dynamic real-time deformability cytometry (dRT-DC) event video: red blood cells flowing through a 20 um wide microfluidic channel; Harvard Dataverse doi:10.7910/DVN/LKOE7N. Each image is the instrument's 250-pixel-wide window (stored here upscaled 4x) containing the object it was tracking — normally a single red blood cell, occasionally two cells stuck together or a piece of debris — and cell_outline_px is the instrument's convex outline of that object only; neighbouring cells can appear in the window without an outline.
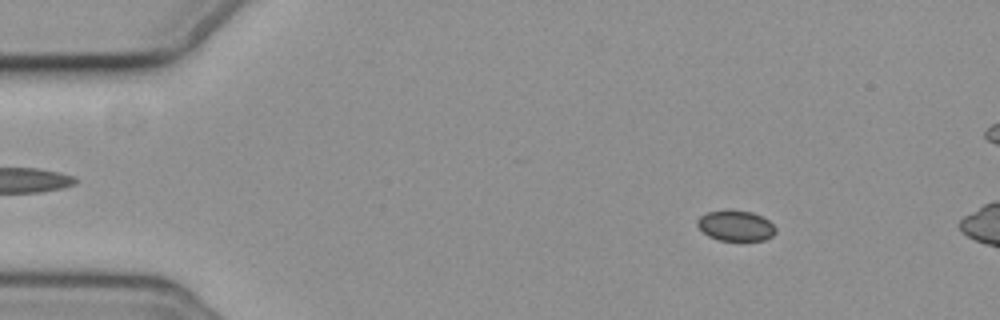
{"species": "common noctule bat (a hibernating species)", "species_latin": "Nyctalus noctula", "temperature_condition": "cold", "stored_images_in_passage": 18, "camera_frame_rate_fps": 3000, "um_per_image_px": 0.085, "animal": {"sex": "female", "body_mass_g": 19.3, "forearm_length_mm": 54.1}, "frame": {"image": 1, "passage_image": 9, "time_ms": 2.667, "image_size_px": [1000, 320], "cell_outline_px": [[776, 232], [772, 236], [764, 240], [716, 240], [708, 236], [696, 224], [696, 220], [700, 216], [708, 212], [752, 212], [768, 220], [776, 228]], "centroid_in_image_um": [62.53, 19.22], "position_along_channel_um": 22.5, "area_um2": 13.47}}